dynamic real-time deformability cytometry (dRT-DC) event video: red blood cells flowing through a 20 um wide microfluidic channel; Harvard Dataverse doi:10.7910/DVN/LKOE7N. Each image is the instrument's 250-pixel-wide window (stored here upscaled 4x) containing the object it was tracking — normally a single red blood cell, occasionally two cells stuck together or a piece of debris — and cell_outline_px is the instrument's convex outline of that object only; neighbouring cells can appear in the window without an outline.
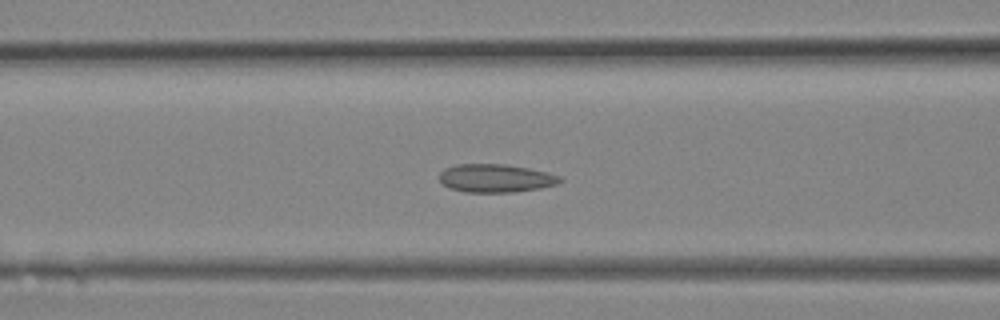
{"species": "Egyptian fruit bat (a non-hibernating species)", "species_latin": "Rousettus aegyptiacus", "temperature_condition": "room temperature", "stored_images_in_passage": 7, "camera_frame_rate_fps": 3000, "um_per_image_px": 0.085, "animal": {"sex": "female"}, "frame": {"image": 1, "passage_image": 3, "time_ms": 0.667, "image_size_px": [1000, 320], "cell_outline_px": [[564, 180], [556, 184], [540, 188], [512, 192], [464, 192], [448, 188], [440, 184], [440, 172], [444, 168], [456, 164], [504, 164], [528, 168], [548, 172], [560, 176]], "centroid_in_image_um": [42.1, 15.15], "position_along_channel_um": 124.5, "area_um2": 20.0}}
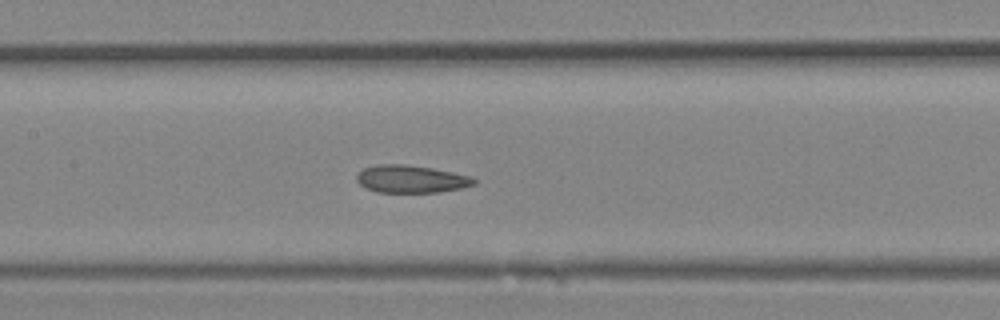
{"frame": {"image": 2, "passage_image": 5, "time_ms": 1.333, "image_size_px": [1000, 320], "cell_outline_px": [[476, 184], [460, 188], [436, 192], [376, 192], [360, 184], [356, 180], [356, 176], [364, 168], [376, 164], [404, 164], [432, 168], [472, 176], [476, 180]], "centroid_in_image_um": [34.94, 15.21], "position_along_channel_um": 172.5, "area_um2": 18.73}}
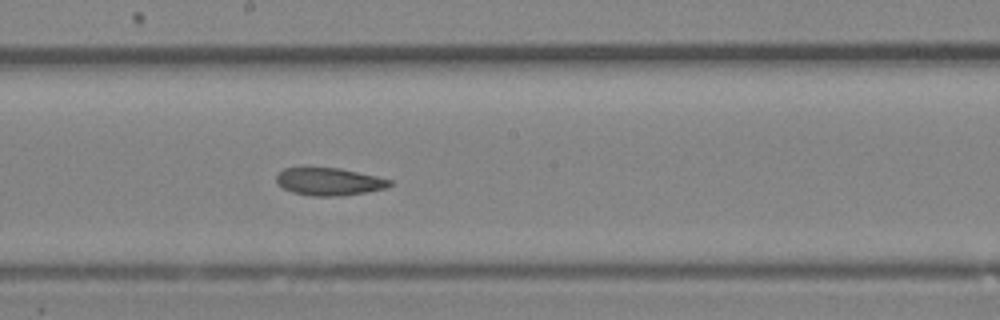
{"frame": {"image": 3, "passage_image": 7, "time_ms": 2.0, "image_size_px": [1000, 320], "cell_outline_px": [[392, 184], [384, 188], [364, 192], [340, 196], [312, 196], [292, 192], [276, 184], [276, 176], [284, 168], [340, 168], [376, 176], [392, 180]], "centroid_in_image_um": [27.95, 15.44], "position_along_channel_um": 220.3, "area_um2": 18.03}}